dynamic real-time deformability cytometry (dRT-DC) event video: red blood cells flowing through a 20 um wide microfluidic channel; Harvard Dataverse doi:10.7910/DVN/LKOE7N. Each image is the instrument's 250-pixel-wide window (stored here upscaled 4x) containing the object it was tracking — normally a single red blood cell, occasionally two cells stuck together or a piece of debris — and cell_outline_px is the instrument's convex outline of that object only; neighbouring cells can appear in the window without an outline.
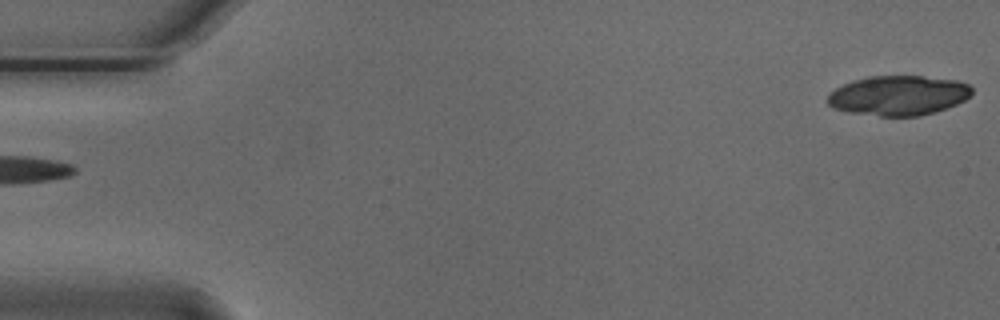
{"species": "Egyptian fruit bat (a non-hibernating species)", "species_latin": "Rousettus aegyptiacus", "temperature_condition": "cold", "stored_images_in_passage": 18, "camera_frame_rate_fps": 3000, "um_per_image_px": 0.085, "animal": {"sex": "male"}, "frame": {"image": 1, "passage_image": 1, "time_ms": 0.0, "image_size_px": [1000, 320], "cell_outline_px": [[972, 92], [964, 100], [956, 104], [936, 112], [920, 116], [880, 116], [848, 112], [832, 108], [828, 104], [828, 92], [852, 80], [868, 76], [920, 76], [956, 80], [968, 84], [972, 88]], "centroid_in_image_um": [76.33, 8.12], "position_along_channel_um": 8.7, "area_um2": 33.52}}